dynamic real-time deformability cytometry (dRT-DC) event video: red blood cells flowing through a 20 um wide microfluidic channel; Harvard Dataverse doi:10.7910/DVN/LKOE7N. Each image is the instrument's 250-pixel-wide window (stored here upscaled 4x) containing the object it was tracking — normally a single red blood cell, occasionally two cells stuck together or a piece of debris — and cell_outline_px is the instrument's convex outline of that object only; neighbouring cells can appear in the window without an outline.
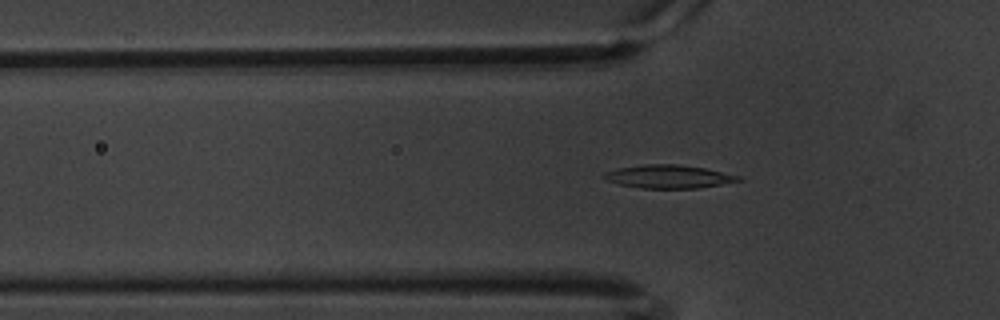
{"species": "common noctule bat (a hibernating species)", "species_latin": "Nyctalus noctula", "temperature_condition": "warm", "stored_images_in_passage": 61, "camera_frame_rate_fps": 3000, "um_per_image_px": 0.085, "animal": {"sex": "male", "body_mass_g": 20.1, "forearm_length_mm": 53.5}, "frame": {"image": 1, "passage_image": 20, "time_ms": 6.333, "image_size_px": [1000, 320], "cell_outline_px": [[744, 180], [696, 188], [640, 188], [620, 184], [608, 180], [600, 176], [604, 172], [616, 168], [644, 164], [676, 164], [704, 168], [740, 176]], "centroid_in_image_um": [56.79, 15.0], "position_along_channel_um": 69.0, "area_um2": 18.09}}
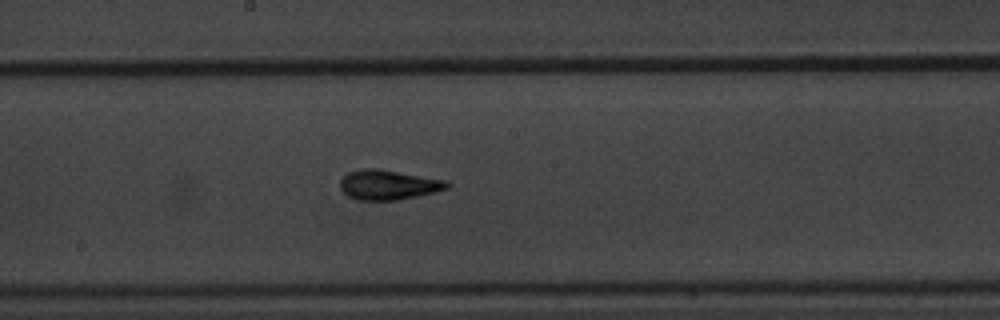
{"frame": {"image": 2, "passage_image": 33, "time_ms": 10.667, "image_size_px": [1000, 320], "cell_outline_px": [[452, 184], [448, 188], [436, 192], [396, 200], [356, 200], [348, 196], [340, 188], [340, 180], [348, 172], [364, 168], [376, 168], [448, 180]], "centroid_in_image_um": [33.03, 15.7], "position_along_channel_um": 215.2, "area_um2": 18.67}}
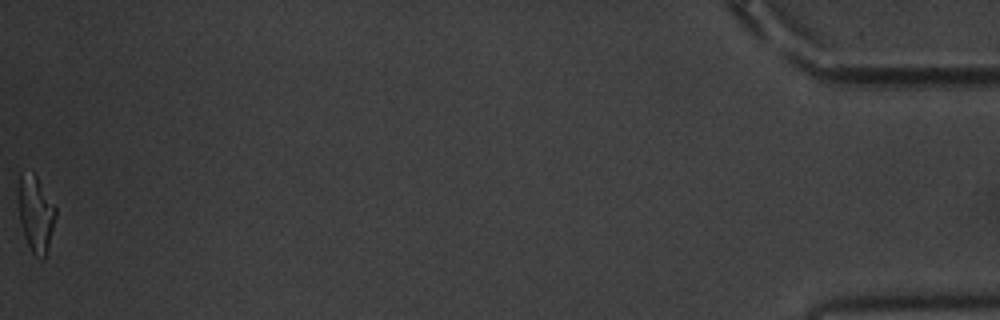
{"frame": {"image": 3, "passage_image": 61, "time_ms": 20.0, "image_size_px": [1000, 320], "cell_outline_px": [[56, 216], [48, 252], [44, 260], [40, 260], [32, 252], [24, 236], [20, 220], [16, 200], [16, 192], [20, 172], [32, 172], [36, 176], [56, 208]], "centroid_in_image_um": [3.01, 18.17], "position_along_channel_um": 432.2, "area_um2": 17.05}, "authors_computed_cell_mechanics": {"area_um2": 17.5712, "velocity_mm_per_s": 3.3632, "shape_relaxation_time_tau1_ms": 4.4967, "shape_relaxation_time_tau2_ms": 1.709, "deformation_change_tau1": 0.1694, "deformation_change_tau2": 0.0861}}